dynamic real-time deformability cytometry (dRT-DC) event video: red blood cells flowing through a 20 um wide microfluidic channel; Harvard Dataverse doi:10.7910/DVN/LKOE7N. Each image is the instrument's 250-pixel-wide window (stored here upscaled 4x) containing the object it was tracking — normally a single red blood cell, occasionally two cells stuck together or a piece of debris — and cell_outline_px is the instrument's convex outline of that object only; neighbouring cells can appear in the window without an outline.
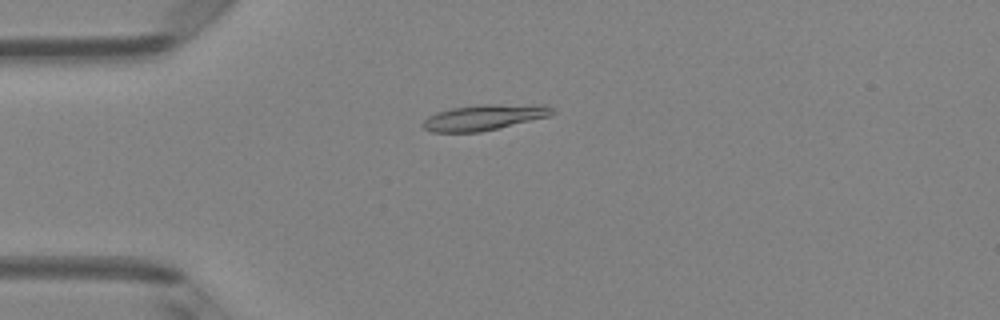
{"species": "Egyptian fruit bat (a non-hibernating species)", "species_latin": "Rousettus aegyptiacus", "temperature_condition": "room temperature", "stored_images_in_passage": 5, "camera_frame_rate_fps": 3000, "um_per_image_px": 0.085, "animal": {"sex": "female"}, "frame": {"image": 1, "passage_image": 1, "time_ms": 0.0, "image_size_px": [1000, 320], "cell_outline_px": [[556, 112], [548, 116], [480, 132], [432, 132], [424, 128], [420, 124], [428, 116], [436, 112], [452, 108], [480, 104], [544, 104], [556, 108]], "centroid_in_image_um": [41.17, 9.96], "position_along_channel_um": 43.8, "area_um2": 19.48}}
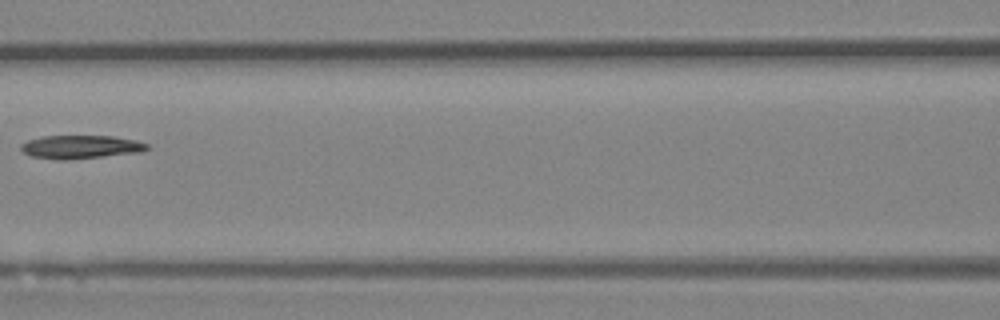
{"frame": {"image": 2, "passage_image": 4, "time_ms": 3.333, "image_size_px": [1000, 320], "cell_outline_px": [[148, 148], [140, 152], [64, 160], [60, 160], [32, 156], [24, 152], [20, 148], [20, 144], [28, 140], [40, 136], [112, 136], [136, 140], [148, 144]], "centroid_in_image_um": [6.82, 12.48], "position_along_channel_um": 159.8, "area_um2": 16.99}}
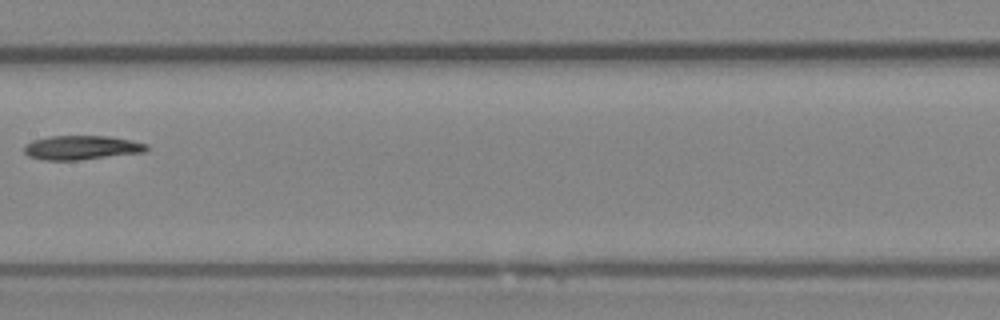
{"frame": {"image": 3, "passage_image": 5, "time_ms": 4.333, "image_size_px": [1000, 320], "cell_outline_px": [[148, 148], [144, 152], [80, 160], [44, 160], [28, 156], [24, 152], [24, 144], [32, 140], [48, 136], [108, 136], [132, 140], [148, 144]], "centroid_in_image_um": [6.91, 12.54], "position_along_channel_um": 200.5, "area_um2": 17.34}}